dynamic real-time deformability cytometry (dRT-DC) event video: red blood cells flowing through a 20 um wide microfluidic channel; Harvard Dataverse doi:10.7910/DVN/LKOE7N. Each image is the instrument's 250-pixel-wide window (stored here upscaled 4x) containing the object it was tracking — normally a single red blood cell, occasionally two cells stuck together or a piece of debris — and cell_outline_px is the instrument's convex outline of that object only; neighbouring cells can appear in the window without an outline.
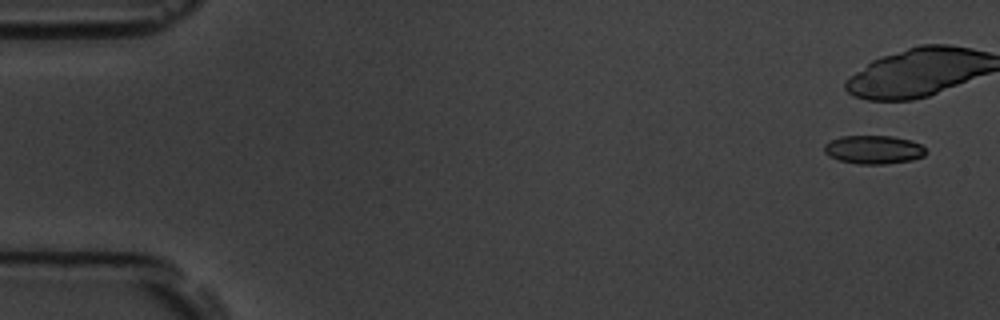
{"species": "common noctule bat (a hibernating species)", "species_latin": "Nyctalus noctula", "temperature_condition": "room temperature", "stored_images_in_passage": 5, "camera_frame_rate_fps": 3000, "um_per_image_px": 0.085, "animal": {"sex": "male", "body_mass_g": 19.5, "forearm_length_mm": 54.6}, "frame": {"image": 1, "passage_image": 1, "time_ms": 0.0, "image_size_px": [1000, 320], "cell_outline_px": [[928, 152], [924, 156], [912, 160], [884, 164], [856, 164], [840, 160], [828, 156], [824, 152], [824, 144], [840, 136], [892, 136], [912, 140], [920, 144]], "centroid_in_image_um": [74.27, 12.72], "position_along_channel_um": 10.7, "area_um2": 16.99}}